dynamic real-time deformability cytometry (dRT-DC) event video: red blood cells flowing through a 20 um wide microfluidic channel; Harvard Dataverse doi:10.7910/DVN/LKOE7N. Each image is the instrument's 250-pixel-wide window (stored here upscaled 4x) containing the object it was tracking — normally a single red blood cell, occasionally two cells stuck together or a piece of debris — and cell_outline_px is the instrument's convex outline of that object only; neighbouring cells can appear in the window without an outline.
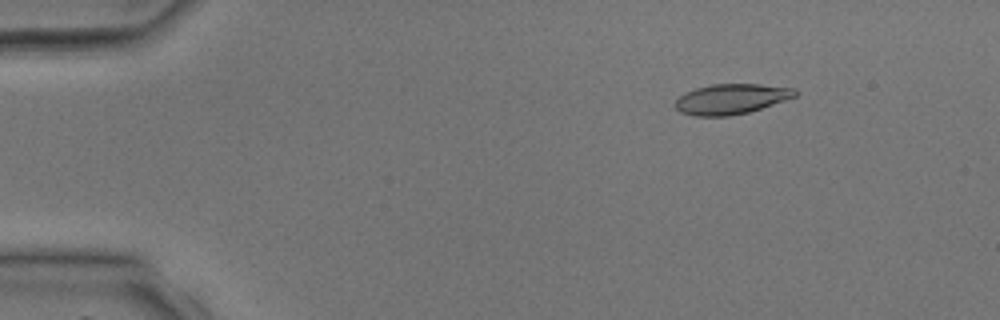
{"species": "common noctule bat (a hibernating species)", "species_latin": "Nyctalus noctula", "temperature_condition": "room temperature", "stored_images_in_passage": 40, "camera_frame_rate_fps": 3000, "um_per_image_px": 0.085, "animal": {"sex": "male", "body_mass_g": 17.9, "forearm_length_mm": 54.2}, "frame": {"image": 1, "passage_image": 6, "time_ms": 1.667, "image_size_px": [1000, 320], "cell_outline_px": [[796, 96], [748, 112], [728, 116], [692, 116], [680, 112], [676, 108], [676, 100], [680, 96], [696, 88], [712, 84], [760, 84], [796, 88]], "centroid_in_image_um": [62.14, 8.41], "position_along_channel_um": 22.9, "area_um2": 20.87}}
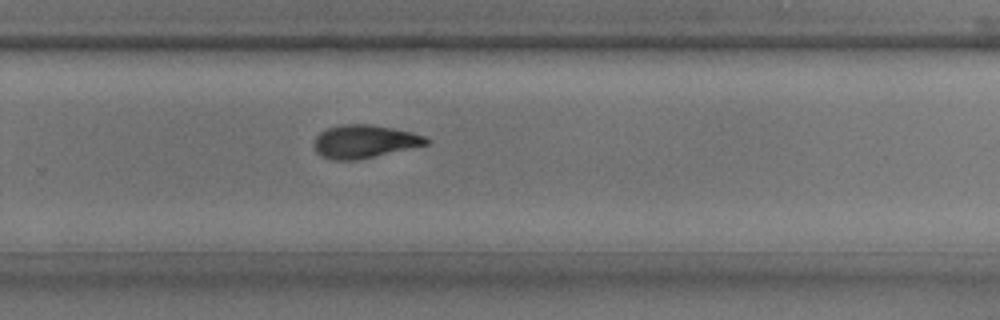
{"frame": {"image": 2, "passage_image": 27, "time_ms": 8.667, "image_size_px": [1000, 320], "cell_outline_px": [[432, 140], [428, 144], [372, 156], [352, 160], [332, 160], [320, 156], [316, 152], [312, 144], [316, 136], [320, 132], [328, 128], [340, 124], [368, 124], [392, 128], [412, 132], [424, 136]], "centroid_in_image_um": [30.92, 12.01], "position_along_channel_um": 298.9, "area_um2": 21.5}}
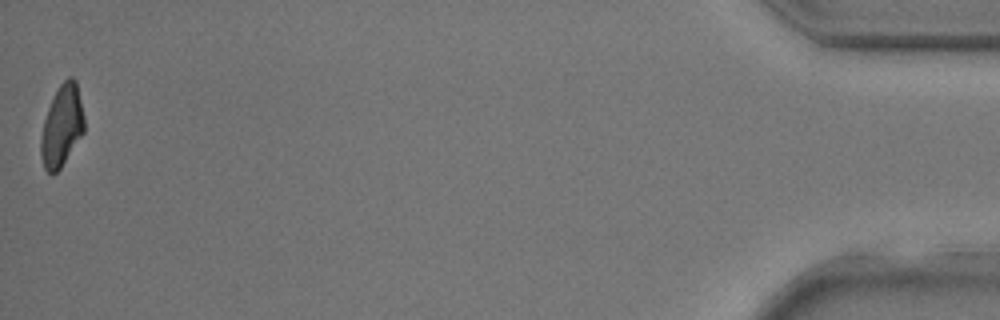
{"frame": {"image": 3, "passage_image": 40, "time_ms": 13.0, "image_size_px": [1000, 320], "cell_outline_px": [[84, 132], [60, 168], [52, 176], [44, 168], [40, 156], [40, 136], [44, 120], [48, 108], [60, 84], [68, 76], [72, 76], [76, 80], [84, 116]], "centroid_in_image_um": [5.24, 10.71], "position_along_channel_um": 430.0, "area_um2": 20.52}}